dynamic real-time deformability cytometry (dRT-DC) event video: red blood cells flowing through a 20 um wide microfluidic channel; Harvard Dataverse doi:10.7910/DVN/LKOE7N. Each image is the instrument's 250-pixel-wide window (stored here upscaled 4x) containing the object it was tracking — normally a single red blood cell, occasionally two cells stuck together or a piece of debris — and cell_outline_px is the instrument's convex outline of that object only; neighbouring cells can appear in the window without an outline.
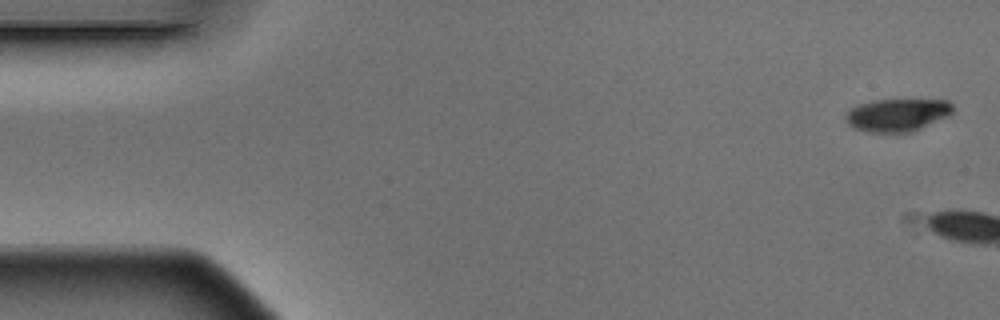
{"species": "Egyptian fruit bat (a non-hibernating species)", "species_latin": "Rousettus aegyptiacus", "temperature_condition": "warm", "stored_images_in_passage": 2, "camera_frame_rate_fps": 3000, "um_per_image_px": 0.085, "animal": {"sex": "male"}, "frame": {"image": 1, "passage_image": 1, "time_ms": 0.0, "image_size_px": [1000, 320], "cell_outline_px": [[952, 112], [948, 116], [912, 132], [868, 132], [852, 128], [844, 120], [844, 116], [848, 108], [872, 100], [948, 100], [952, 104]], "centroid_in_image_um": [76.21, 9.77], "position_along_channel_um": 8.8, "area_um2": 20.58}}